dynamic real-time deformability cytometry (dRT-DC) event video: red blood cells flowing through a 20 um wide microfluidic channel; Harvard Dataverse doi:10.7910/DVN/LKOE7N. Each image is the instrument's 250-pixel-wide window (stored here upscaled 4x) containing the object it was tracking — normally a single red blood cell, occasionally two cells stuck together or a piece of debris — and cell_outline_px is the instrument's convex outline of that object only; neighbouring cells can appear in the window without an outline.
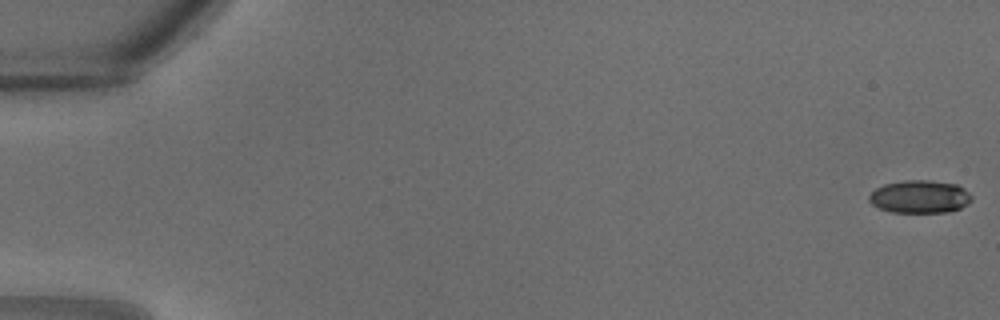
{"species": "common noctule bat (a hibernating species)", "species_latin": "Nyctalus noctula", "temperature_condition": "warm", "stored_images_in_passage": 13, "camera_frame_rate_fps": 3000, "um_per_image_px": 0.085, "animal": {"sex": "male", "body_mass_g": 18.8}, "frame": {"image": 1, "passage_image": 1, "time_ms": 0.0, "image_size_px": [1000, 320], "cell_outline_px": [[972, 200], [968, 204], [960, 208], [948, 212], [892, 212], [880, 208], [872, 204], [868, 200], [868, 196], [876, 188], [884, 184], [904, 180], [928, 180], [956, 184], [964, 188], [972, 196]], "centroid_in_image_um": [78.19, 16.71], "position_along_channel_um": 6.8, "area_um2": 19.65}}
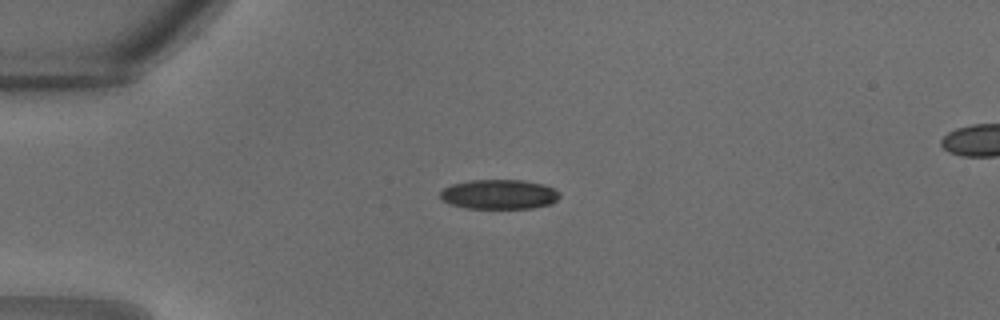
{"frame": {"image": 2, "passage_image": 9, "time_ms": 2.667, "image_size_px": [1000, 320], "cell_outline_px": [[560, 196], [552, 204], [532, 208], [464, 208], [448, 204], [440, 200], [440, 192], [444, 188], [452, 184], [468, 180], [524, 180], [544, 184], [560, 192]], "centroid_in_image_um": [42.4, 16.52], "position_along_channel_um": 42.6, "area_um2": 20.87}}
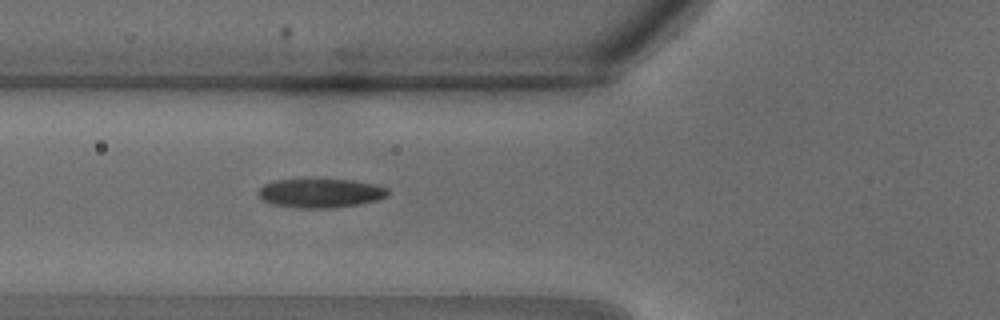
{"frame": {"image": 3, "passage_image": 13, "time_ms": 4.0, "image_size_px": [1000, 320], "cell_outline_px": [[388, 196], [376, 200], [360, 204], [332, 208], [300, 208], [272, 204], [264, 200], [256, 192], [264, 184], [276, 180], [352, 180], [376, 184], [388, 188]], "centroid_in_image_um": [27.26, 16.42], "position_along_channel_um": 98.5, "area_um2": 21.79}}